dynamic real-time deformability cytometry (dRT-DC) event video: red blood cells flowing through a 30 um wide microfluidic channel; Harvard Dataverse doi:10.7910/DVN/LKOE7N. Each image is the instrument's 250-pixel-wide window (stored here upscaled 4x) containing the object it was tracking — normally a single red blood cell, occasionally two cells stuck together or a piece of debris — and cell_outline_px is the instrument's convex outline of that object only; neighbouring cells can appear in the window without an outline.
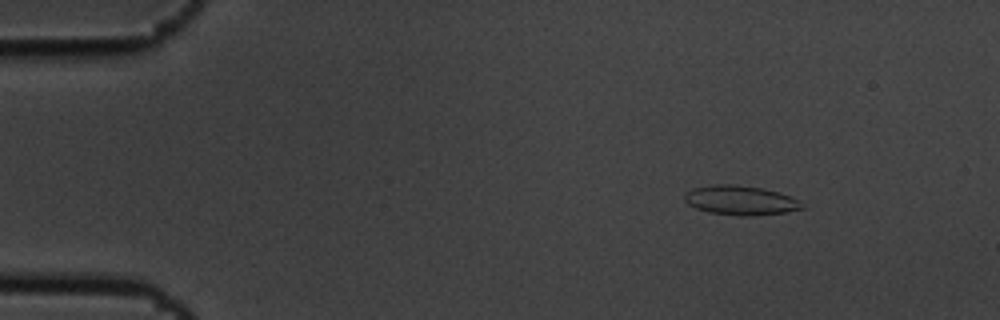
{"species": "common noctule bat (a hibernating species)", "species_latin": "Nyctalus noctula", "temperature_condition": "cold", "stored_images_in_passage": 6, "camera_frame_rate_fps": 3000, "um_per_image_px": 0.085, "animal": {"sex": "male", "body_mass_g": 19.5, "forearm_length_mm": 54.6}, "frame": {"image": 1, "passage_image": 2, "time_ms": 0.333, "image_size_px": [1000, 320], "cell_outline_px": [[804, 208], [788, 212], [756, 216], [740, 216], [708, 212], [696, 208], [688, 204], [684, 200], [684, 196], [692, 188], [712, 184], [732, 184], [764, 188], [800, 200]], "centroid_in_image_um": [62.94, 17.03], "position_along_channel_um": 22.1, "area_um2": 20.23}}
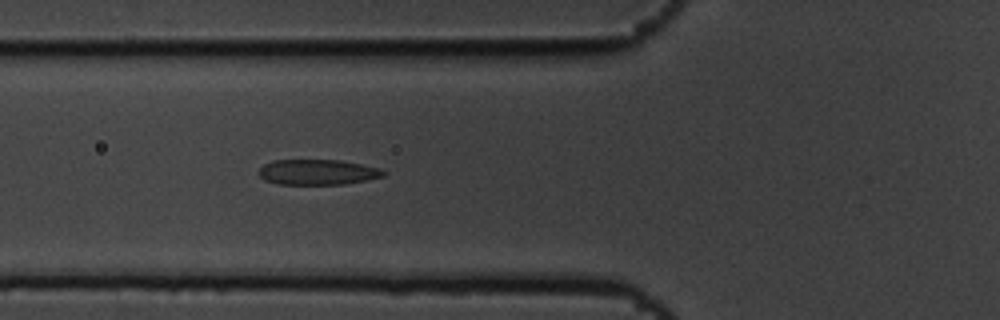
{"frame": {"image": 2, "passage_image": 6, "time_ms": 1.667, "image_size_px": [1000, 320], "cell_outline_px": [[388, 172], [384, 176], [368, 180], [344, 184], [280, 184], [264, 180], [260, 176], [260, 168], [264, 164], [272, 160], [340, 160], [380, 168]], "centroid_in_image_um": [27.03, 14.63], "position_along_channel_um": 98.8, "area_um2": 18.44}}